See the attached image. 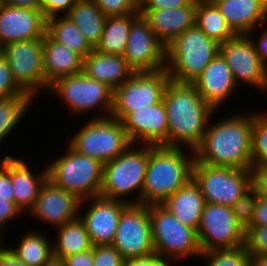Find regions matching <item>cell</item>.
<instances>
[{"label": "cell", "instance_id": "obj_9", "mask_svg": "<svg viewBox=\"0 0 267 266\" xmlns=\"http://www.w3.org/2000/svg\"><path fill=\"white\" fill-rule=\"evenodd\" d=\"M49 92L62 99L74 114H85L91 110H103L94 118L110 117L113 110L114 90L107 84L87 77L83 72L64 76L49 85ZM105 111V112H104ZM85 112V113H84Z\"/></svg>", "mask_w": 267, "mask_h": 266}, {"label": "cell", "instance_id": "obj_45", "mask_svg": "<svg viewBox=\"0 0 267 266\" xmlns=\"http://www.w3.org/2000/svg\"><path fill=\"white\" fill-rule=\"evenodd\" d=\"M192 0H139V10L173 9L187 6Z\"/></svg>", "mask_w": 267, "mask_h": 266}, {"label": "cell", "instance_id": "obj_33", "mask_svg": "<svg viewBox=\"0 0 267 266\" xmlns=\"http://www.w3.org/2000/svg\"><path fill=\"white\" fill-rule=\"evenodd\" d=\"M195 25L219 44L235 36L227 26L219 9L211 0L197 1Z\"/></svg>", "mask_w": 267, "mask_h": 266}, {"label": "cell", "instance_id": "obj_19", "mask_svg": "<svg viewBox=\"0 0 267 266\" xmlns=\"http://www.w3.org/2000/svg\"><path fill=\"white\" fill-rule=\"evenodd\" d=\"M47 18L41 9L15 7L0 2V45L43 38Z\"/></svg>", "mask_w": 267, "mask_h": 266}, {"label": "cell", "instance_id": "obj_54", "mask_svg": "<svg viewBox=\"0 0 267 266\" xmlns=\"http://www.w3.org/2000/svg\"><path fill=\"white\" fill-rule=\"evenodd\" d=\"M3 58V46L0 45V59Z\"/></svg>", "mask_w": 267, "mask_h": 266}, {"label": "cell", "instance_id": "obj_40", "mask_svg": "<svg viewBox=\"0 0 267 266\" xmlns=\"http://www.w3.org/2000/svg\"><path fill=\"white\" fill-rule=\"evenodd\" d=\"M15 96H30L26 94L15 82L10 66L7 60L3 57L0 59V99L15 97Z\"/></svg>", "mask_w": 267, "mask_h": 266}, {"label": "cell", "instance_id": "obj_46", "mask_svg": "<svg viewBox=\"0 0 267 266\" xmlns=\"http://www.w3.org/2000/svg\"><path fill=\"white\" fill-rule=\"evenodd\" d=\"M22 211L17 207L15 202H9L7 199L0 198V232L3 233V226L10 221L15 220V218L20 217Z\"/></svg>", "mask_w": 267, "mask_h": 266}, {"label": "cell", "instance_id": "obj_3", "mask_svg": "<svg viewBox=\"0 0 267 266\" xmlns=\"http://www.w3.org/2000/svg\"><path fill=\"white\" fill-rule=\"evenodd\" d=\"M183 149L163 145L148 149V165L140 204H162L192 179L195 154L191 150L189 155Z\"/></svg>", "mask_w": 267, "mask_h": 266}, {"label": "cell", "instance_id": "obj_50", "mask_svg": "<svg viewBox=\"0 0 267 266\" xmlns=\"http://www.w3.org/2000/svg\"><path fill=\"white\" fill-rule=\"evenodd\" d=\"M256 48V51L261 59L262 64L267 68V28L263 29V32L260 35V38L256 41L252 35L253 32L248 34ZM254 39V40H253Z\"/></svg>", "mask_w": 267, "mask_h": 266}, {"label": "cell", "instance_id": "obj_44", "mask_svg": "<svg viewBox=\"0 0 267 266\" xmlns=\"http://www.w3.org/2000/svg\"><path fill=\"white\" fill-rule=\"evenodd\" d=\"M252 187L261 198L267 199V165L252 166Z\"/></svg>", "mask_w": 267, "mask_h": 266}, {"label": "cell", "instance_id": "obj_7", "mask_svg": "<svg viewBox=\"0 0 267 266\" xmlns=\"http://www.w3.org/2000/svg\"><path fill=\"white\" fill-rule=\"evenodd\" d=\"M152 241L155 253L167 263L190 257H200L197 231L175 218L161 204L148 205Z\"/></svg>", "mask_w": 267, "mask_h": 266}, {"label": "cell", "instance_id": "obj_36", "mask_svg": "<svg viewBox=\"0 0 267 266\" xmlns=\"http://www.w3.org/2000/svg\"><path fill=\"white\" fill-rule=\"evenodd\" d=\"M249 256L245 245L233 249L204 251L200 255L201 258L208 259L205 266H249Z\"/></svg>", "mask_w": 267, "mask_h": 266}, {"label": "cell", "instance_id": "obj_13", "mask_svg": "<svg viewBox=\"0 0 267 266\" xmlns=\"http://www.w3.org/2000/svg\"><path fill=\"white\" fill-rule=\"evenodd\" d=\"M197 236L202 252L245 245V228L236 220L232 207L220 204H205Z\"/></svg>", "mask_w": 267, "mask_h": 266}, {"label": "cell", "instance_id": "obj_27", "mask_svg": "<svg viewBox=\"0 0 267 266\" xmlns=\"http://www.w3.org/2000/svg\"><path fill=\"white\" fill-rule=\"evenodd\" d=\"M83 58L54 41L47 33L43 37L44 78L48 85L58 78L82 72Z\"/></svg>", "mask_w": 267, "mask_h": 266}, {"label": "cell", "instance_id": "obj_42", "mask_svg": "<svg viewBox=\"0 0 267 266\" xmlns=\"http://www.w3.org/2000/svg\"><path fill=\"white\" fill-rule=\"evenodd\" d=\"M2 158L0 159V198L14 202L13 185L10 179V155H4Z\"/></svg>", "mask_w": 267, "mask_h": 266}, {"label": "cell", "instance_id": "obj_31", "mask_svg": "<svg viewBox=\"0 0 267 266\" xmlns=\"http://www.w3.org/2000/svg\"><path fill=\"white\" fill-rule=\"evenodd\" d=\"M139 16V13L107 16L102 35L94 49L103 54L123 56L131 24Z\"/></svg>", "mask_w": 267, "mask_h": 266}, {"label": "cell", "instance_id": "obj_26", "mask_svg": "<svg viewBox=\"0 0 267 266\" xmlns=\"http://www.w3.org/2000/svg\"><path fill=\"white\" fill-rule=\"evenodd\" d=\"M205 204L199 186L191 179L161 205L182 224L197 231Z\"/></svg>", "mask_w": 267, "mask_h": 266}, {"label": "cell", "instance_id": "obj_16", "mask_svg": "<svg viewBox=\"0 0 267 266\" xmlns=\"http://www.w3.org/2000/svg\"><path fill=\"white\" fill-rule=\"evenodd\" d=\"M123 57L133 72L165 69L166 46L141 15L131 24Z\"/></svg>", "mask_w": 267, "mask_h": 266}, {"label": "cell", "instance_id": "obj_1", "mask_svg": "<svg viewBox=\"0 0 267 266\" xmlns=\"http://www.w3.org/2000/svg\"><path fill=\"white\" fill-rule=\"evenodd\" d=\"M163 102L169 125L168 147L185 146L189 147V152L195 151L217 111L200 96L192 83L171 79L165 88Z\"/></svg>", "mask_w": 267, "mask_h": 266}, {"label": "cell", "instance_id": "obj_15", "mask_svg": "<svg viewBox=\"0 0 267 266\" xmlns=\"http://www.w3.org/2000/svg\"><path fill=\"white\" fill-rule=\"evenodd\" d=\"M219 54L231 69L237 86L245 82L267 91V68L262 64L249 35H235L219 46Z\"/></svg>", "mask_w": 267, "mask_h": 266}, {"label": "cell", "instance_id": "obj_8", "mask_svg": "<svg viewBox=\"0 0 267 266\" xmlns=\"http://www.w3.org/2000/svg\"><path fill=\"white\" fill-rule=\"evenodd\" d=\"M67 144L76 152L104 165L124 152L132 143L121 121L110 116L87 121Z\"/></svg>", "mask_w": 267, "mask_h": 266}, {"label": "cell", "instance_id": "obj_10", "mask_svg": "<svg viewBox=\"0 0 267 266\" xmlns=\"http://www.w3.org/2000/svg\"><path fill=\"white\" fill-rule=\"evenodd\" d=\"M192 179L199 186L206 203L228 207H232L252 187L250 169L211 166L196 160Z\"/></svg>", "mask_w": 267, "mask_h": 266}, {"label": "cell", "instance_id": "obj_25", "mask_svg": "<svg viewBox=\"0 0 267 266\" xmlns=\"http://www.w3.org/2000/svg\"><path fill=\"white\" fill-rule=\"evenodd\" d=\"M82 72L113 90L134 73L123 56L103 54L95 49L84 58Z\"/></svg>", "mask_w": 267, "mask_h": 266}, {"label": "cell", "instance_id": "obj_20", "mask_svg": "<svg viewBox=\"0 0 267 266\" xmlns=\"http://www.w3.org/2000/svg\"><path fill=\"white\" fill-rule=\"evenodd\" d=\"M80 200L63 188L57 187L48 178L41 185L31 215L39 222L60 227L79 217Z\"/></svg>", "mask_w": 267, "mask_h": 266}, {"label": "cell", "instance_id": "obj_5", "mask_svg": "<svg viewBox=\"0 0 267 266\" xmlns=\"http://www.w3.org/2000/svg\"><path fill=\"white\" fill-rule=\"evenodd\" d=\"M142 146L131 144L124 152L104 164L99 196L128 204H140L148 165V149L152 145ZM133 192L136 193V199H127L126 196Z\"/></svg>", "mask_w": 267, "mask_h": 266}, {"label": "cell", "instance_id": "obj_21", "mask_svg": "<svg viewBox=\"0 0 267 266\" xmlns=\"http://www.w3.org/2000/svg\"><path fill=\"white\" fill-rule=\"evenodd\" d=\"M200 96L216 111L238 89L231 69L218 54L192 83Z\"/></svg>", "mask_w": 267, "mask_h": 266}, {"label": "cell", "instance_id": "obj_30", "mask_svg": "<svg viewBox=\"0 0 267 266\" xmlns=\"http://www.w3.org/2000/svg\"><path fill=\"white\" fill-rule=\"evenodd\" d=\"M81 31L94 49L103 32L106 15L93 0H78L65 14Z\"/></svg>", "mask_w": 267, "mask_h": 266}, {"label": "cell", "instance_id": "obj_34", "mask_svg": "<svg viewBox=\"0 0 267 266\" xmlns=\"http://www.w3.org/2000/svg\"><path fill=\"white\" fill-rule=\"evenodd\" d=\"M35 101L31 96H15L0 99V146L15 129L21 118Z\"/></svg>", "mask_w": 267, "mask_h": 266}, {"label": "cell", "instance_id": "obj_51", "mask_svg": "<svg viewBox=\"0 0 267 266\" xmlns=\"http://www.w3.org/2000/svg\"><path fill=\"white\" fill-rule=\"evenodd\" d=\"M0 266H27L22 261L17 259L8 247L0 248Z\"/></svg>", "mask_w": 267, "mask_h": 266}, {"label": "cell", "instance_id": "obj_14", "mask_svg": "<svg viewBox=\"0 0 267 266\" xmlns=\"http://www.w3.org/2000/svg\"><path fill=\"white\" fill-rule=\"evenodd\" d=\"M112 245L125 260L155 253L148 205L129 204L122 211Z\"/></svg>", "mask_w": 267, "mask_h": 266}, {"label": "cell", "instance_id": "obj_39", "mask_svg": "<svg viewBox=\"0 0 267 266\" xmlns=\"http://www.w3.org/2000/svg\"><path fill=\"white\" fill-rule=\"evenodd\" d=\"M106 16L139 13V0H93Z\"/></svg>", "mask_w": 267, "mask_h": 266}, {"label": "cell", "instance_id": "obj_17", "mask_svg": "<svg viewBox=\"0 0 267 266\" xmlns=\"http://www.w3.org/2000/svg\"><path fill=\"white\" fill-rule=\"evenodd\" d=\"M87 202L90 205L87 206L84 216L79 213V218L85 224L91 243L93 246L112 245L122 211L129 204L121 200L97 196L81 200L79 212Z\"/></svg>", "mask_w": 267, "mask_h": 266}, {"label": "cell", "instance_id": "obj_52", "mask_svg": "<svg viewBox=\"0 0 267 266\" xmlns=\"http://www.w3.org/2000/svg\"><path fill=\"white\" fill-rule=\"evenodd\" d=\"M10 6L40 9V0H0Z\"/></svg>", "mask_w": 267, "mask_h": 266}, {"label": "cell", "instance_id": "obj_38", "mask_svg": "<svg viewBox=\"0 0 267 266\" xmlns=\"http://www.w3.org/2000/svg\"><path fill=\"white\" fill-rule=\"evenodd\" d=\"M245 247L249 255H267V225L245 229Z\"/></svg>", "mask_w": 267, "mask_h": 266}, {"label": "cell", "instance_id": "obj_24", "mask_svg": "<svg viewBox=\"0 0 267 266\" xmlns=\"http://www.w3.org/2000/svg\"><path fill=\"white\" fill-rule=\"evenodd\" d=\"M34 174L28 163L10 156V179L13 185L14 202L23 212L29 213L38 198L41 185L47 179V167Z\"/></svg>", "mask_w": 267, "mask_h": 266}, {"label": "cell", "instance_id": "obj_32", "mask_svg": "<svg viewBox=\"0 0 267 266\" xmlns=\"http://www.w3.org/2000/svg\"><path fill=\"white\" fill-rule=\"evenodd\" d=\"M46 33L54 41L65 45L68 49L79 54L83 59L93 50L75 23L65 15H56L47 18Z\"/></svg>", "mask_w": 267, "mask_h": 266}, {"label": "cell", "instance_id": "obj_12", "mask_svg": "<svg viewBox=\"0 0 267 266\" xmlns=\"http://www.w3.org/2000/svg\"><path fill=\"white\" fill-rule=\"evenodd\" d=\"M17 85L34 100L40 90L49 89L44 78L43 38L13 42L3 47Z\"/></svg>", "mask_w": 267, "mask_h": 266}, {"label": "cell", "instance_id": "obj_22", "mask_svg": "<svg viewBox=\"0 0 267 266\" xmlns=\"http://www.w3.org/2000/svg\"><path fill=\"white\" fill-rule=\"evenodd\" d=\"M196 6L197 1L192 0L184 7L139 10V14L149 22L151 30L167 46L187 29L195 26Z\"/></svg>", "mask_w": 267, "mask_h": 266}, {"label": "cell", "instance_id": "obj_53", "mask_svg": "<svg viewBox=\"0 0 267 266\" xmlns=\"http://www.w3.org/2000/svg\"><path fill=\"white\" fill-rule=\"evenodd\" d=\"M249 266H267V255H250Z\"/></svg>", "mask_w": 267, "mask_h": 266}, {"label": "cell", "instance_id": "obj_4", "mask_svg": "<svg viewBox=\"0 0 267 266\" xmlns=\"http://www.w3.org/2000/svg\"><path fill=\"white\" fill-rule=\"evenodd\" d=\"M220 44L196 25L166 46V65L171 80L193 83L204 68L219 54Z\"/></svg>", "mask_w": 267, "mask_h": 266}, {"label": "cell", "instance_id": "obj_37", "mask_svg": "<svg viewBox=\"0 0 267 266\" xmlns=\"http://www.w3.org/2000/svg\"><path fill=\"white\" fill-rule=\"evenodd\" d=\"M256 190L251 187L233 205L232 210L236 220L246 229L253 220L256 201L258 199Z\"/></svg>", "mask_w": 267, "mask_h": 266}, {"label": "cell", "instance_id": "obj_18", "mask_svg": "<svg viewBox=\"0 0 267 266\" xmlns=\"http://www.w3.org/2000/svg\"><path fill=\"white\" fill-rule=\"evenodd\" d=\"M121 123L132 144L168 147L169 125L163 100L129 112Z\"/></svg>", "mask_w": 267, "mask_h": 266}, {"label": "cell", "instance_id": "obj_28", "mask_svg": "<svg viewBox=\"0 0 267 266\" xmlns=\"http://www.w3.org/2000/svg\"><path fill=\"white\" fill-rule=\"evenodd\" d=\"M56 229V240L53 247V257L58 264L63 258L92 249L89 234L84 222L78 217L77 219L67 222Z\"/></svg>", "mask_w": 267, "mask_h": 266}, {"label": "cell", "instance_id": "obj_35", "mask_svg": "<svg viewBox=\"0 0 267 266\" xmlns=\"http://www.w3.org/2000/svg\"><path fill=\"white\" fill-rule=\"evenodd\" d=\"M252 163L267 165V114L259 111L253 112Z\"/></svg>", "mask_w": 267, "mask_h": 266}, {"label": "cell", "instance_id": "obj_2", "mask_svg": "<svg viewBox=\"0 0 267 266\" xmlns=\"http://www.w3.org/2000/svg\"><path fill=\"white\" fill-rule=\"evenodd\" d=\"M220 120L214 124L209 121L203 140L194 151L195 160L211 166L251 169L253 112L235 113Z\"/></svg>", "mask_w": 267, "mask_h": 266}, {"label": "cell", "instance_id": "obj_6", "mask_svg": "<svg viewBox=\"0 0 267 266\" xmlns=\"http://www.w3.org/2000/svg\"><path fill=\"white\" fill-rule=\"evenodd\" d=\"M46 167L47 178L57 187L75 195L80 201L100 195L104 165L76 152L69 145L64 155Z\"/></svg>", "mask_w": 267, "mask_h": 266}, {"label": "cell", "instance_id": "obj_55", "mask_svg": "<svg viewBox=\"0 0 267 266\" xmlns=\"http://www.w3.org/2000/svg\"><path fill=\"white\" fill-rule=\"evenodd\" d=\"M2 233L0 232V248L3 246V245H1L2 243H3V240L2 239H4L3 237H2ZM1 241H2V243H1Z\"/></svg>", "mask_w": 267, "mask_h": 266}, {"label": "cell", "instance_id": "obj_47", "mask_svg": "<svg viewBox=\"0 0 267 266\" xmlns=\"http://www.w3.org/2000/svg\"><path fill=\"white\" fill-rule=\"evenodd\" d=\"M93 264V247L92 249L79 252L63 258L59 266H92Z\"/></svg>", "mask_w": 267, "mask_h": 266}, {"label": "cell", "instance_id": "obj_11", "mask_svg": "<svg viewBox=\"0 0 267 266\" xmlns=\"http://www.w3.org/2000/svg\"><path fill=\"white\" fill-rule=\"evenodd\" d=\"M169 81L170 77L166 69L134 72L114 90L111 117L121 121L135 109L148 108L161 102Z\"/></svg>", "mask_w": 267, "mask_h": 266}, {"label": "cell", "instance_id": "obj_49", "mask_svg": "<svg viewBox=\"0 0 267 266\" xmlns=\"http://www.w3.org/2000/svg\"><path fill=\"white\" fill-rule=\"evenodd\" d=\"M267 225V199L258 197L255 205L253 220L249 226Z\"/></svg>", "mask_w": 267, "mask_h": 266}, {"label": "cell", "instance_id": "obj_43", "mask_svg": "<svg viewBox=\"0 0 267 266\" xmlns=\"http://www.w3.org/2000/svg\"><path fill=\"white\" fill-rule=\"evenodd\" d=\"M78 0H40V9L46 18L65 15Z\"/></svg>", "mask_w": 267, "mask_h": 266}, {"label": "cell", "instance_id": "obj_48", "mask_svg": "<svg viewBox=\"0 0 267 266\" xmlns=\"http://www.w3.org/2000/svg\"><path fill=\"white\" fill-rule=\"evenodd\" d=\"M124 266H171L156 253L148 256L127 259Z\"/></svg>", "mask_w": 267, "mask_h": 266}, {"label": "cell", "instance_id": "obj_41", "mask_svg": "<svg viewBox=\"0 0 267 266\" xmlns=\"http://www.w3.org/2000/svg\"><path fill=\"white\" fill-rule=\"evenodd\" d=\"M125 261L113 245L93 246L92 266H124Z\"/></svg>", "mask_w": 267, "mask_h": 266}, {"label": "cell", "instance_id": "obj_23", "mask_svg": "<svg viewBox=\"0 0 267 266\" xmlns=\"http://www.w3.org/2000/svg\"><path fill=\"white\" fill-rule=\"evenodd\" d=\"M235 35L255 32L267 24V0H211ZM257 27V28H256Z\"/></svg>", "mask_w": 267, "mask_h": 266}, {"label": "cell", "instance_id": "obj_29", "mask_svg": "<svg viewBox=\"0 0 267 266\" xmlns=\"http://www.w3.org/2000/svg\"><path fill=\"white\" fill-rule=\"evenodd\" d=\"M43 232L31 231L24 233L16 247L8 248L11 253L27 266H53V247Z\"/></svg>", "mask_w": 267, "mask_h": 266}]
</instances>
